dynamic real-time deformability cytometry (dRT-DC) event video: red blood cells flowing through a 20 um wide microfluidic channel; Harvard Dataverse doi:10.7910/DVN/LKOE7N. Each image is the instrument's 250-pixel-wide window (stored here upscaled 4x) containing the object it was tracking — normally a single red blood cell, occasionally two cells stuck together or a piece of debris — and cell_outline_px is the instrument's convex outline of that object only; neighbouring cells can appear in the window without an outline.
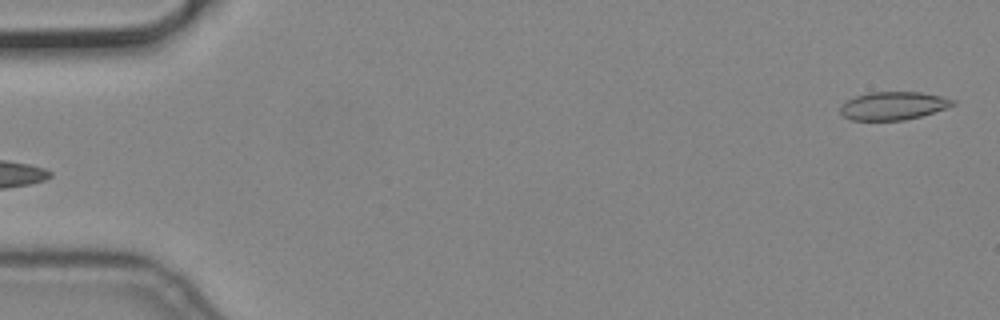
{"species": "common noctule bat (a hibernating species)", "species_latin": "Nyctalus noctula", "temperature_condition": "cold", "stored_images_in_passage": 55, "camera_frame_rate_fps": 3000, "um_per_image_px": 0.085, "animal": {"sex": "male", "body_mass_g": 19.2, "forearm_length_mm": 51.8}, "frame": {"image": 1, "passage_image": 1, "time_ms": 0.0, "image_size_px": [1000, 320], "cell_outline_px": [[956, 104], [948, 108], [920, 116], [904, 120], [852, 120], [844, 116], [840, 112], [840, 104], [856, 96], [868, 92], [920, 92], [940, 96], [956, 100]], "centroid_in_image_um": [75.94, 8.99], "position_along_channel_um": 9.1, "area_um2": 18.44}}
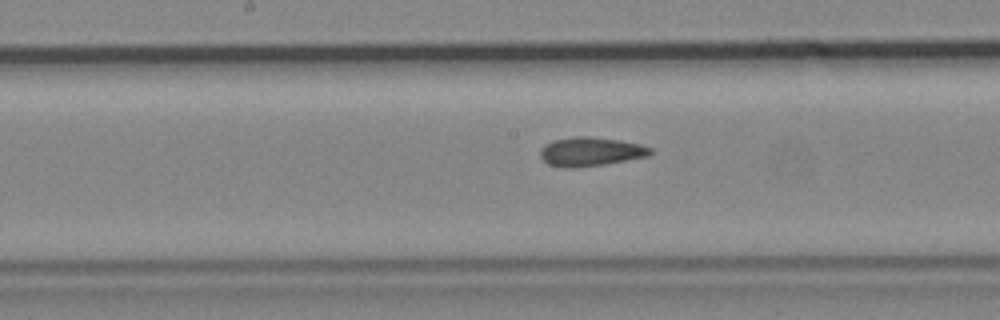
{"frame": {"image": 2, "passage_image": 28, "time_ms": 9.0, "image_size_px": [1000, 320], "cell_outline_px": [[652, 152], [648, 156], [604, 164], [572, 168], [564, 168], [548, 164], [540, 156], [540, 148], [544, 144], [552, 140], [576, 136], [588, 136], [616, 140], [640, 144], [652, 148]], "centroid_in_image_um": [50.16, 12.89], "position_along_channel_um": 198.0, "area_um2": 18.5}}
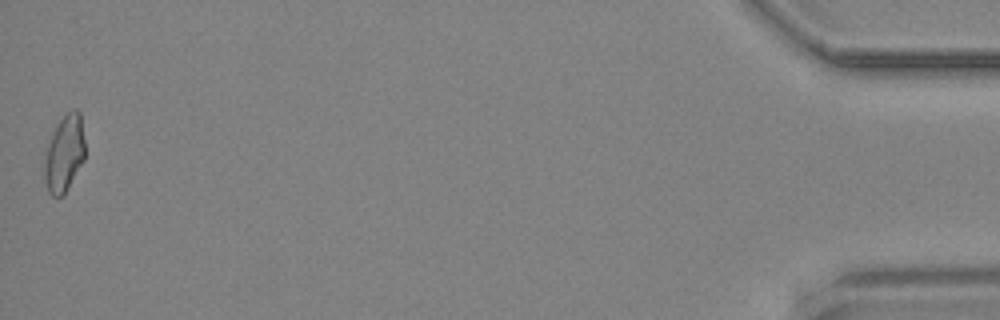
{"frame": {"image": 3, "passage_image": 55, "time_ms": 18.0, "image_size_px": [1000, 320], "cell_outline_px": [[84, 160], [64, 196], [52, 196], [48, 192], [44, 180], [44, 160], [48, 144], [60, 120], [72, 108], [76, 108], [80, 112], [84, 140]], "centroid_in_image_um": [5.47, 13.09], "position_along_channel_um": 429.7, "area_um2": 18.03}}